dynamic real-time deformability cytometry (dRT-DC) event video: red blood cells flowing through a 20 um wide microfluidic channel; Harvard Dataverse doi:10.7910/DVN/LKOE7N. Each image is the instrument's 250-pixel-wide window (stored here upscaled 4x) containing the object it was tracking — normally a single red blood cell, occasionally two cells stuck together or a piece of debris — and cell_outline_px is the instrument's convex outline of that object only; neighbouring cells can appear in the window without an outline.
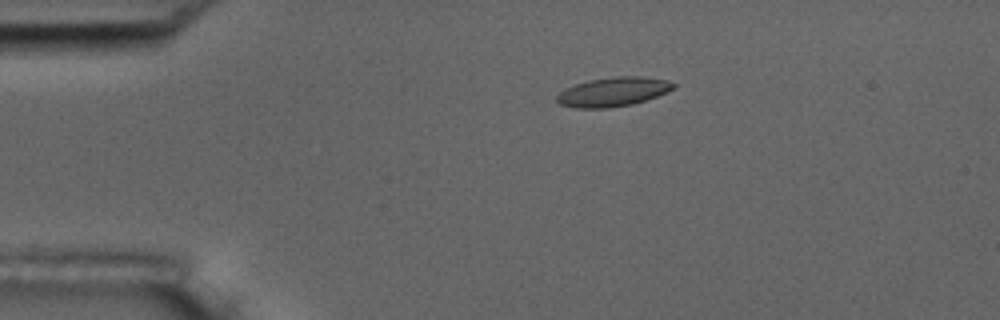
{"species": "common noctule bat (a hibernating species)", "species_latin": "Nyctalus noctula", "temperature_condition": "room temperature", "stored_images_in_passage": 6, "camera_frame_rate_fps": 3000, "um_per_image_px": 0.085, "animal": {"sex": "male", "body_mass_g": 17.5, "forearm_length_mm": 52.3}, "frame": {"image": 1, "passage_image": 2, "time_ms": 1.0, "image_size_px": [1000, 320], "cell_outline_px": [[676, 88], [668, 92], [632, 104], [608, 108], [576, 108], [560, 104], [556, 100], [556, 96], [564, 88], [588, 80], [612, 76], [640, 76], [668, 80], [676, 84]], "centroid_in_image_um": [52.12, 7.79], "position_along_channel_um": 32.9, "area_um2": 19.94}}
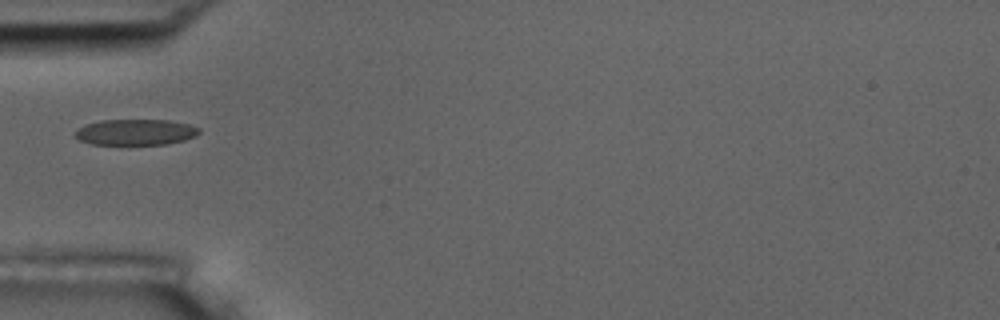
{"frame": {"image": 2, "passage_image": 4, "time_ms": 3.333, "image_size_px": [1000, 320], "cell_outline_px": [[200, 132], [196, 136], [184, 140], [164, 144], [92, 144], [80, 140], [72, 136], [72, 132], [84, 124], [100, 120], [168, 120], [188, 124], [200, 128]], "centroid_in_image_um": [11.47, 11.22], "position_along_channel_um": 73.5, "area_um2": 18.84}}